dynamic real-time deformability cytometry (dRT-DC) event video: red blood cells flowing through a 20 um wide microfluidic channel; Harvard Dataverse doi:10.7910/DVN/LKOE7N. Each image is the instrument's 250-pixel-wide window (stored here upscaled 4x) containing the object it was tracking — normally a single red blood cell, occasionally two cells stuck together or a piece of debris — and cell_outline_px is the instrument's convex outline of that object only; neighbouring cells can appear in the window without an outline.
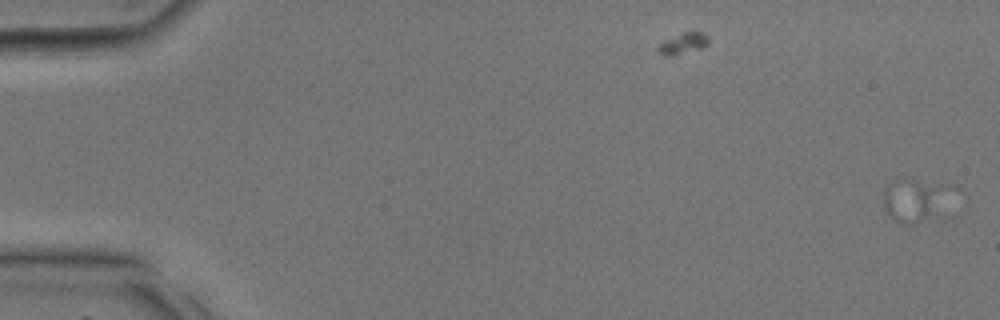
{"species": "common noctule bat (a hibernating species)", "species_latin": "Nyctalus noctula", "temperature_condition": "room temperature", "stored_images_in_passage": 8, "camera_frame_rate_fps": 3000, "um_per_image_px": 0.085, "animal": {"sex": "male", "body_mass_g": 17.9, "forearm_length_mm": 54.2}, "frame": {"image": 1, "passage_image": 1, "time_ms": 0.0, "image_size_px": [1000, 320], "cell_outline_px": [[956, 188], [920, 220], [912, 224], [900, 224], [888, 216], [884, 208], [884, 192], [888, 184], [896, 176], [904, 176], [956, 184]], "centroid_in_image_um": [77.67, 16.82], "position_along_channel_um": 7.3, "area_um2": 16.88}}